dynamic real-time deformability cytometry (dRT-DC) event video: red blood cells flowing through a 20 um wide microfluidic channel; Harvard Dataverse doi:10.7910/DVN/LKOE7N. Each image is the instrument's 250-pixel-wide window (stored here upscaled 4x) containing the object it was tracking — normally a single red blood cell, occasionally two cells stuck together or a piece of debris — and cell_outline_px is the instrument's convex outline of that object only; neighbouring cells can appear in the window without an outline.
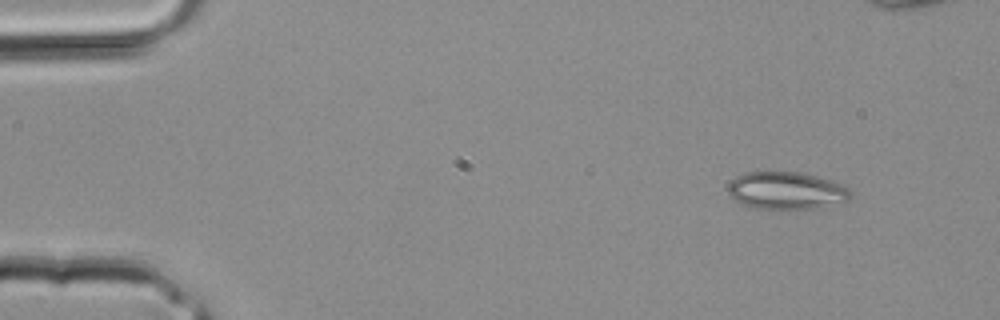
{"species": "common noctule bat (a hibernating species)", "species_latin": "Nyctalus noctula", "temperature_condition": "room temperature", "stored_images_in_passage": 2, "camera_frame_rate_fps": 3000, "um_per_image_px": 0.085, "animal": {"sex": "male", "body_mass_g": 20.4}, "frame": {"image": 1, "passage_image": 2, "time_ms": 0.333, "image_size_px": [1000, 320], "cell_outline_px": [[852, 196], [848, 200], [816, 208], [788, 212], [756, 208], [740, 204], [728, 192], [728, 184], [736, 176], [744, 172], [800, 172], [848, 184], [852, 192]], "centroid_in_image_um": [66.89, 16.23], "position_along_channel_um": 18.1, "area_um2": 27.69}}